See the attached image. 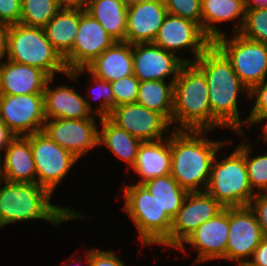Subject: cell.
Instances as JSON below:
<instances>
[{"label": "cell", "mask_w": 267, "mask_h": 266, "mask_svg": "<svg viewBox=\"0 0 267 266\" xmlns=\"http://www.w3.org/2000/svg\"><path fill=\"white\" fill-rule=\"evenodd\" d=\"M114 42L102 25L80 7V24L73 47L63 57L67 71L86 68Z\"/></svg>", "instance_id": "12"}, {"label": "cell", "mask_w": 267, "mask_h": 266, "mask_svg": "<svg viewBox=\"0 0 267 266\" xmlns=\"http://www.w3.org/2000/svg\"><path fill=\"white\" fill-rule=\"evenodd\" d=\"M203 72L211 105V129L230 128L244 136L243 123L238 110V96L242 91L250 100V91L233 70L230 61L212 43L194 62Z\"/></svg>", "instance_id": "1"}, {"label": "cell", "mask_w": 267, "mask_h": 266, "mask_svg": "<svg viewBox=\"0 0 267 266\" xmlns=\"http://www.w3.org/2000/svg\"><path fill=\"white\" fill-rule=\"evenodd\" d=\"M225 208L206 191L188 193L170 230V247L177 249L201 224Z\"/></svg>", "instance_id": "13"}, {"label": "cell", "mask_w": 267, "mask_h": 266, "mask_svg": "<svg viewBox=\"0 0 267 266\" xmlns=\"http://www.w3.org/2000/svg\"><path fill=\"white\" fill-rule=\"evenodd\" d=\"M167 14L163 0L128 7L125 42L131 45L153 43Z\"/></svg>", "instance_id": "19"}, {"label": "cell", "mask_w": 267, "mask_h": 266, "mask_svg": "<svg viewBox=\"0 0 267 266\" xmlns=\"http://www.w3.org/2000/svg\"><path fill=\"white\" fill-rule=\"evenodd\" d=\"M69 262H70V260L66 263V264H62V266H69ZM81 262H80V260L79 261H77V266H80L79 264H80Z\"/></svg>", "instance_id": "49"}, {"label": "cell", "mask_w": 267, "mask_h": 266, "mask_svg": "<svg viewBox=\"0 0 267 266\" xmlns=\"http://www.w3.org/2000/svg\"><path fill=\"white\" fill-rule=\"evenodd\" d=\"M251 148V145L246 142L240 143L237 147L244 155L248 180L252 190L256 188L259 193H267V154L250 158Z\"/></svg>", "instance_id": "32"}, {"label": "cell", "mask_w": 267, "mask_h": 266, "mask_svg": "<svg viewBox=\"0 0 267 266\" xmlns=\"http://www.w3.org/2000/svg\"><path fill=\"white\" fill-rule=\"evenodd\" d=\"M50 78L42 69L6 59L2 62L0 95L43 93Z\"/></svg>", "instance_id": "22"}, {"label": "cell", "mask_w": 267, "mask_h": 266, "mask_svg": "<svg viewBox=\"0 0 267 266\" xmlns=\"http://www.w3.org/2000/svg\"><path fill=\"white\" fill-rule=\"evenodd\" d=\"M10 25L0 22V61L7 59Z\"/></svg>", "instance_id": "42"}, {"label": "cell", "mask_w": 267, "mask_h": 266, "mask_svg": "<svg viewBox=\"0 0 267 266\" xmlns=\"http://www.w3.org/2000/svg\"><path fill=\"white\" fill-rule=\"evenodd\" d=\"M256 192L248 206L255 213L263 235L267 236V193Z\"/></svg>", "instance_id": "40"}, {"label": "cell", "mask_w": 267, "mask_h": 266, "mask_svg": "<svg viewBox=\"0 0 267 266\" xmlns=\"http://www.w3.org/2000/svg\"><path fill=\"white\" fill-rule=\"evenodd\" d=\"M61 9L56 0H21L20 24L43 28Z\"/></svg>", "instance_id": "31"}, {"label": "cell", "mask_w": 267, "mask_h": 266, "mask_svg": "<svg viewBox=\"0 0 267 266\" xmlns=\"http://www.w3.org/2000/svg\"><path fill=\"white\" fill-rule=\"evenodd\" d=\"M250 259L243 266H267V236L263 237Z\"/></svg>", "instance_id": "41"}, {"label": "cell", "mask_w": 267, "mask_h": 266, "mask_svg": "<svg viewBox=\"0 0 267 266\" xmlns=\"http://www.w3.org/2000/svg\"><path fill=\"white\" fill-rule=\"evenodd\" d=\"M142 185L154 196L161 209L171 219L175 217L188 194L170 174L156 177Z\"/></svg>", "instance_id": "30"}, {"label": "cell", "mask_w": 267, "mask_h": 266, "mask_svg": "<svg viewBox=\"0 0 267 266\" xmlns=\"http://www.w3.org/2000/svg\"><path fill=\"white\" fill-rule=\"evenodd\" d=\"M172 126L175 130H211L208 85L194 63H185L174 80Z\"/></svg>", "instance_id": "4"}, {"label": "cell", "mask_w": 267, "mask_h": 266, "mask_svg": "<svg viewBox=\"0 0 267 266\" xmlns=\"http://www.w3.org/2000/svg\"><path fill=\"white\" fill-rule=\"evenodd\" d=\"M7 59L42 69L51 78L55 77V73H68L63 58L53 48L41 27L20 23L11 25Z\"/></svg>", "instance_id": "6"}, {"label": "cell", "mask_w": 267, "mask_h": 266, "mask_svg": "<svg viewBox=\"0 0 267 266\" xmlns=\"http://www.w3.org/2000/svg\"><path fill=\"white\" fill-rule=\"evenodd\" d=\"M21 0H0V22L8 25L20 23Z\"/></svg>", "instance_id": "39"}, {"label": "cell", "mask_w": 267, "mask_h": 266, "mask_svg": "<svg viewBox=\"0 0 267 266\" xmlns=\"http://www.w3.org/2000/svg\"><path fill=\"white\" fill-rule=\"evenodd\" d=\"M123 5L125 7H130V6H133V5H136V4H141V3H144V2H149V1H152V0H120Z\"/></svg>", "instance_id": "46"}, {"label": "cell", "mask_w": 267, "mask_h": 266, "mask_svg": "<svg viewBox=\"0 0 267 266\" xmlns=\"http://www.w3.org/2000/svg\"><path fill=\"white\" fill-rule=\"evenodd\" d=\"M87 266H127L111 250H87Z\"/></svg>", "instance_id": "38"}, {"label": "cell", "mask_w": 267, "mask_h": 266, "mask_svg": "<svg viewBox=\"0 0 267 266\" xmlns=\"http://www.w3.org/2000/svg\"><path fill=\"white\" fill-rule=\"evenodd\" d=\"M15 137V134L0 120V151H4Z\"/></svg>", "instance_id": "43"}, {"label": "cell", "mask_w": 267, "mask_h": 266, "mask_svg": "<svg viewBox=\"0 0 267 266\" xmlns=\"http://www.w3.org/2000/svg\"><path fill=\"white\" fill-rule=\"evenodd\" d=\"M127 7L120 0H85L84 10L96 19L115 41H125Z\"/></svg>", "instance_id": "27"}, {"label": "cell", "mask_w": 267, "mask_h": 266, "mask_svg": "<svg viewBox=\"0 0 267 266\" xmlns=\"http://www.w3.org/2000/svg\"><path fill=\"white\" fill-rule=\"evenodd\" d=\"M4 182L1 187L3 180L0 178V229L17 221L42 219L57 226L85 217L73 208L50 203L52 194L36 183Z\"/></svg>", "instance_id": "3"}, {"label": "cell", "mask_w": 267, "mask_h": 266, "mask_svg": "<svg viewBox=\"0 0 267 266\" xmlns=\"http://www.w3.org/2000/svg\"><path fill=\"white\" fill-rule=\"evenodd\" d=\"M53 79L48 80L43 92L46 119H86L94 116L95 108L86 97L65 85L51 88L49 85Z\"/></svg>", "instance_id": "20"}, {"label": "cell", "mask_w": 267, "mask_h": 266, "mask_svg": "<svg viewBox=\"0 0 267 266\" xmlns=\"http://www.w3.org/2000/svg\"><path fill=\"white\" fill-rule=\"evenodd\" d=\"M216 38L213 44L230 61L242 83L251 91L267 76V45L244 38L239 33Z\"/></svg>", "instance_id": "8"}, {"label": "cell", "mask_w": 267, "mask_h": 266, "mask_svg": "<svg viewBox=\"0 0 267 266\" xmlns=\"http://www.w3.org/2000/svg\"><path fill=\"white\" fill-rule=\"evenodd\" d=\"M139 79L133 74L111 82L114 95V108L123 104L136 103Z\"/></svg>", "instance_id": "35"}, {"label": "cell", "mask_w": 267, "mask_h": 266, "mask_svg": "<svg viewBox=\"0 0 267 266\" xmlns=\"http://www.w3.org/2000/svg\"><path fill=\"white\" fill-rule=\"evenodd\" d=\"M132 58L133 74L139 81H165L171 75L174 81L181 67L185 63H190L187 58H179L154 43L133 44Z\"/></svg>", "instance_id": "17"}, {"label": "cell", "mask_w": 267, "mask_h": 266, "mask_svg": "<svg viewBox=\"0 0 267 266\" xmlns=\"http://www.w3.org/2000/svg\"><path fill=\"white\" fill-rule=\"evenodd\" d=\"M165 139L142 142L138 148L133 171L140 180L137 185L171 173L170 134Z\"/></svg>", "instance_id": "23"}, {"label": "cell", "mask_w": 267, "mask_h": 266, "mask_svg": "<svg viewBox=\"0 0 267 266\" xmlns=\"http://www.w3.org/2000/svg\"><path fill=\"white\" fill-rule=\"evenodd\" d=\"M216 159L205 191L224 208L249 205L257 192L250 186L244 155L236 148L225 159Z\"/></svg>", "instance_id": "7"}, {"label": "cell", "mask_w": 267, "mask_h": 266, "mask_svg": "<svg viewBox=\"0 0 267 266\" xmlns=\"http://www.w3.org/2000/svg\"><path fill=\"white\" fill-rule=\"evenodd\" d=\"M246 9L267 7V0H244Z\"/></svg>", "instance_id": "45"}, {"label": "cell", "mask_w": 267, "mask_h": 266, "mask_svg": "<svg viewBox=\"0 0 267 266\" xmlns=\"http://www.w3.org/2000/svg\"><path fill=\"white\" fill-rule=\"evenodd\" d=\"M124 211L134 222L141 244L170 247L172 219L143 185H126Z\"/></svg>", "instance_id": "5"}, {"label": "cell", "mask_w": 267, "mask_h": 266, "mask_svg": "<svg viewBox=\"0 0 267 266\" xmlns=\"http://www.w3.org/2000/svg\"><path fill=\"white\" fill-rule=\"evenodd\" d=\"M99 121L102 128L101 131L99 129V146L104 144L117 158L124 160V163L126 161L133 168L142 141L114 124L108 117L99 118Z\"/></svg>", "instance_id": "28"}, {"label": "cell", "mask_w": 267, "mask_h": 266, "mask_svg": "<svg viewBox=\"0 0 267 266\" xmlns=\"http://www.w3.org/2000/svg\"><path fill=\"white\" fill-rule=\"evenodd\" d=\"M201 11V28L212 42L226 34L225 31L218 29L216 24L239 19L240 21L236 22L233 30V33H239L246 14L244 0H201Z\"/></svg>", "instance_id": "25"}, {"label": "cell", "mask_w": 267, "mask_h": 266, "mask_svg": "<svg viewBox=\"0 0 267 266\" xmlns=\"http://www.w3.org/2000/svg\"><path fill=\"white\" fill-rule=\"evenodd\" d=\"M153 43L174 54L191 48L194 63L213 42L196 22L168 13Z\"/></svg>", "instance_id": "14"}, {"label": "cell", "mask_w": 267, "mask_h": 266, "mask_svg": "<svg viewBox=\"0 0 267 266\" xmlns=\"http://www.w3.org/2000/svg\"><path fill=\"white\" fill-rule=\"evenodd\" d=\"M86 69L95 77L110 83L133 75L132 45L125 41H115Z\"/></svg>", "instance_id": "24"}, {"label": "cell", "mask_w": 267, "mask_h": 266, "mask_svg": "<svg viewBox=\"0 0 267 266\" xmlns=\"http://www.w3.org/2000/svg\"><path fill=\"white\" fill-rule=\"evenodd\" d=\"M229 230V207L225 208L216 217L201 224L188 238L177 248L185 253V243L197 250L196 263L209 260H226V245Z\"/></svg>", "instance_id": "18"}, {"label": "cell", "mask_w": 267, "mask_h": 266, "mask_svg": "<svg viewBox=\"0 0 267 266\" xmlns=\"http://www.w3.org/2000/svg\"><path fill=\"white\" fill-rule=\"evenodd\" d=\"M207 132L174 130L170 133V175L188 193L205 191L217 152L225 143L233 142L209 140Z\"/></svg>", "instance_id": "2"}, {"label": "cell", "mask_w": 267, "mask_h": 266, "mask_svg": "<svg viewBox=\"0 0 267 266\" xmlns=\"http://www.w3.org/2000/svg\"><path fill=\"white\" fill-rule=\"evenodd\" d=\"M255 96V97H254ZM255 98V104L249 116L247 117V126H254L267 119V80L265 79L260 84L256 85L250 91V99Z\"/></svg>", "instance_id": "37"}, {"label": "cell", "mask_w": 267, "mask_h": 266, "mask_svg": "<svg viewBox=\"0 0 267 266\" xmlns=\"http://www.w3.org/2000/svg\"><path fill=\"white\" fill-rule=\"evenodd\" d=\"M167 12L196 22L201 26V0H163Z\"/></svg>", "instance_id": "36"}, {"label": "cell", "mask_w": 267, "mask_h": 266, "mask_svg": "<svg viewBox=\"0 0 267 266\" xmlns=\"http://www.w3.org/2000/svg\"><path fill=\"white\" fill-rule=\"evenodd\" d=\"M86 71V72H85ZM83 72L88 73L93 78V92L91 94L97 93V96H94L101 99L100 104H98V108H95L94 110V116H98V118H107L110 115V112L114 108V95L111 87V83L102 79H99L92 75L86 68H80L76 70H72L66 74L67 77L73 80H77L78 75L83 74Z\"/></svg>", "instance_id": "33"}, {"label": "cell", "mask_w": 267, "mask_h": 266, "mask_svg": "<svg viewBox=\"0 0 267 266\" xmlns=\"http://www.w3.org/2000/svg\"><path fill=\"white\" fill-rule=\"evenodd\" d=\"M0 112L1 121L15 136L42 131L46 121L43 93L0 95Z\"/></svg>", "instance_id": "10"}, {"label": "cell", "mask_w": 267, "mask_h": 266, "mask_svg": "<svg viewBox=\"0 0 267 266\" xmlns=\"http://www.w3.org/2000/svg\"><path fill=\"white\" fill-rule=\"evenodd\" d=\"M267 120V119H266ZM262 128H263V140L265 141V142H267V122H266V124L264 125V127L262 126Z\"/></svg>", "instance_id": "47"}, {"label": "cell", "mask_w": 267, "mask_h": 266, "mask_svg": "<svg viewBox=\"0 0 267 266\" xmlns=\"http://www.w3.org/2000/svg\"><path fill=\"white\" fill-rule=\"evenodd\" d=\"M94 117L86 119H46L42 131L59 146L80 159L99 146V130ZM50 120V121H49Z\"/></svg>", "instance_id": "15"}, {"label": "cell", "mask_w": 267, "mask_h": 266, "mask_svg": "<svg viewBox=\"0 0 267 266\" xmlns=\"http://www.w3.org/2000/svg\"><path fill=\"white\" fill-rule=\"evenodd\" d=\"M174 81H140L136 103L162 114L172 125Z\"/></svg>", "instance_id": "29"}, {"label": "cell", "mask_w": 267, "mask_h": 266, "mask_svg": "<svg viewBox=\"0 0 267 266\" xmlns=\"http://www.w3.org/2000/svg\"><path fill=\"white\" fill-rule=\"evenodd\" d=\"M61 7H84L85 0H56Z\"/></svg>", "instance_id": "44"}, {"label": "cell", "mask_w": 267, "mask_h": 266, "mask_svg": "<svg viewBox=\"0 0 267 266\" xmlns=\"http://www.w3.org/2000/svg\"><path fill=\"white\" fill-rule=\"evenodd\" d=\"M26 137L30 141L35 161L36 184L46 188L52 194L78 158L55 143L43 131Z\"/></svg>", "instance_id": "9"}, {"label": "cell", "mask_w": 267, "mask_h": 266, "mask_svg": "<svg viewBox=\"0 0 267 266\" xmlns=\"http://www.w3.org/2000/svg\"><path fill=\"white\" fill-rule=\"evenodd\" d=\"M4 151L3 160L0 156V178L10 182L36 183V167L29 139L16 136Z\"/></svg>", "instance_id": "21"}, {"label": "cell", "mask_w": 267, "mask_h": 266, "mask_svg": "<svg viewBox=\"0 0 267 266\" xmlns=\"http://www.w3.org/2000/svg\"><path fill=\"white\" fill-rule=\"evenodd\" d=\"M244 38L267 45V7L246 9L241 31Z\"/></svg>", "instance_id": "34"}, {"label": "cell", "mask_w": 267, "mask_h": 266, "mask_svg": "<svg viewBox=\"0 0 267 266\" xmlns=\"http://www.w3.org/2000/svg\"><path fill=\"white\" fill-rule=\"evenodd\" d=\"M263 237L256 215L248 205L229 207L226 260L236 262L238 266L245 265Z\"/></svg>", "instance_id": "11"}, {"label": "cell", "mask_w": 267, "mask_h": 266, "mask_svg": "<svg viewBox=\"0 0 267 266\" xmlns=\"http://www.w3.org/2000/svg\"><path fill=\"white\" fill-rule=\"evenodd\" d=\"M108 118L142 142L165 139L164 132L172 127L162 114L137 103L116 106Z\"/></svg>", "instance_id": "16"}, {"label": "cell", "mask_w": 267, "mask_h": 266, "mask_svg": "<svg viewBox=\"0 0 267 266\" xmlns=\"http://www.w3.org/2000/svg\"><path fill=\"white\" fill-rule=\"evenodd\" d=\"M79 24L80 7H62L43 27L46 38L62 58L72 49Z\"/></svg>", "instance_id": "26"}, {"label": "cell", "mask_w": 267, "mask_h": 266, "mask_svg": "<svg viewBox=\"0 0 267 266\" xmlns=\"http://www.w3.org/2000/svg\"><path fill=\"white\" fill-rule=\"evenodd\" d=\"M2 83V62L0 61V88Z\"/></svg>", "instance_id": "48"}]
</instances>
